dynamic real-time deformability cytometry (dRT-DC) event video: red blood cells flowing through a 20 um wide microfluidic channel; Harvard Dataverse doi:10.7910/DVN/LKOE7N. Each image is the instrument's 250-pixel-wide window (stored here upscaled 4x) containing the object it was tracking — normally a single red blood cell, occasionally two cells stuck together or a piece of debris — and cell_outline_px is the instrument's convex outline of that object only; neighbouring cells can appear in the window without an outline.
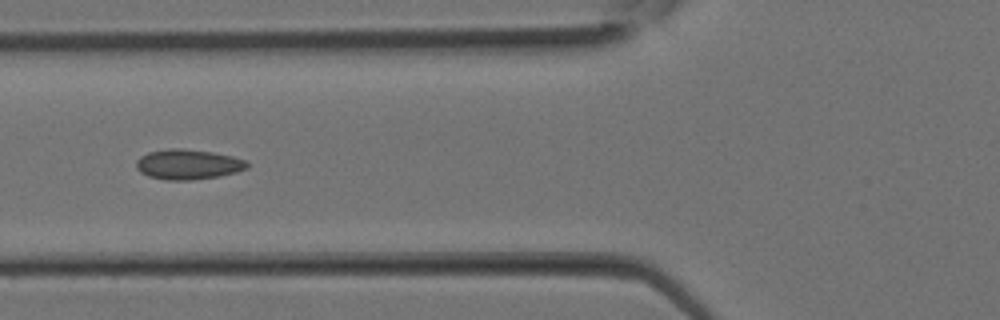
{"species": "Egyptian fruit bat (a non-hibernating species)", "species_latin": "Rousettus aegyptiacus", "temperature_condition": "room temperature", "stored_images_in_passage": 17, "camera_frame_rate_fps": 3000, "um_per_image_px": 0.085, "animal": {"sex": "female"}, "frame": {"image": 1, "passage_image": 12, "time_ms": 3.667, "image_size_px": [1000, 320], "cell_outline_px": [[248, 168], [236, 172], [220, 176], [188, 180], [168, 180], [148, 176], [140, 172], [136, 168], [136, 160], [140, 156], [148, 152], [168, 148], [184, 148], [212, 152], [232, 156], [244, 160], [248, 164]], "centroid_in_image_um": [15.95, 13.96], "position_along_channel_um": 109.8, "area_um2": 19.48}}
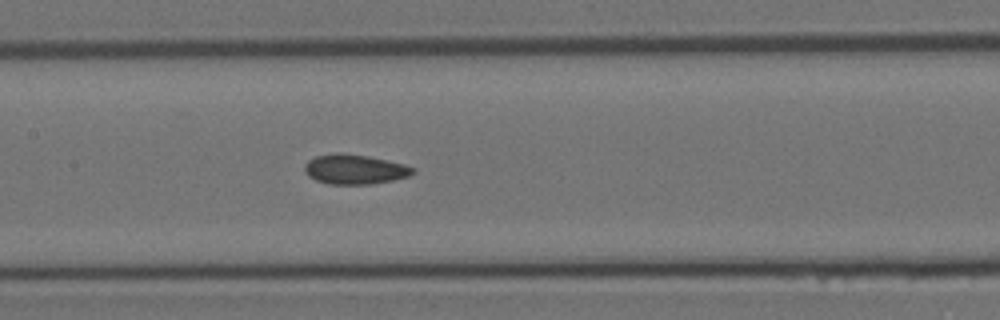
{"frame": {"image": 2, "passage_image": 15, "time_ms": 4.667, "image_size_px": [1000, 320], "cell_outline_px": [[416, 172], [408, 176], [392, 180], [368, 184], [328, 184], [316, 180], [308, 176], [304, 172], [304, 164], [308, 160], [316, 156], [336, 152], [340, 152], [368, 156], [404, 164], [416, 168]], "centroid_in_image_um": [30.13, 14.38], "position_along_channel_um": 177.3, "area_um2": 18.84}}
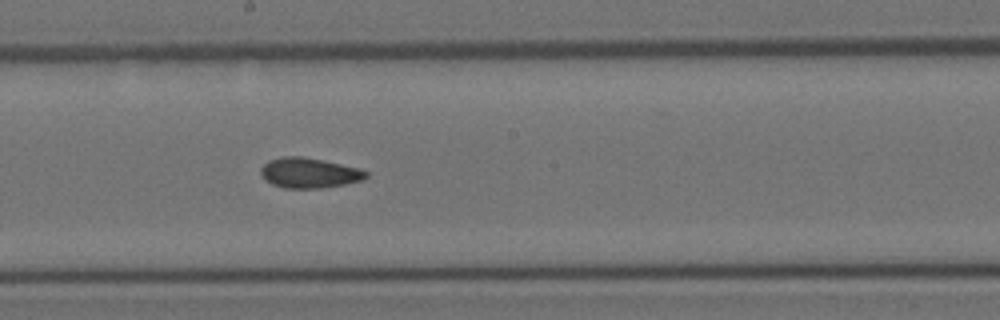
{"frame": {"image": 3, "passage_image": 17, "time_ms": 5.333, "image_size_px": [1000, 320], "cell_outline_px": [[368, 176], [364, 180], [344, 184], [320, 188], [284, 188], [272, 184], [264, 180], [260, 176], [260, 168], [268, 160], [284, 156], [304, 156], [360, 168], [368, 172]], "centroid_in_image_um": [26.26, 14.69], "position_along_channel_um": 221.9, "area_um2": 18.73}}